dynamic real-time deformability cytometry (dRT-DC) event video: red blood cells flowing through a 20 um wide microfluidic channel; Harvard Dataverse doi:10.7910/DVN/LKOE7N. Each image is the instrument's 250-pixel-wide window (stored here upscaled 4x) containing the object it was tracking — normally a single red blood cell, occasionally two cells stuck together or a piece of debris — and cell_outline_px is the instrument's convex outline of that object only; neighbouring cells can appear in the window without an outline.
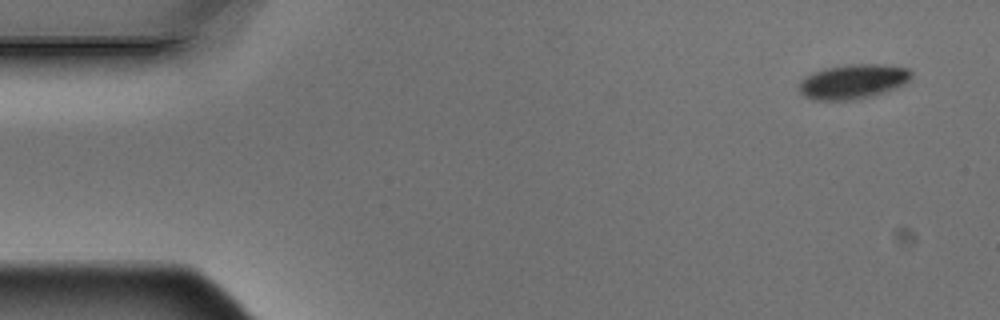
{"species": "Egyptian fruit bat (a non-hibernating species)", "species_latin": "Rousettus aegyptiacus", "temperature_condition": "warm", "stored_images_in_passage": 4, "camera_frame_rate_fps": 3000, "um_per_image_px": 0.085, "animal": {"sex": "male"}, "frame": {"image": 1, "passage_image": 1, "time_ms": 0.0, "image_size_px": [1000, 320], "cell_outline_px": [[912, 76], [908, 84], [872, 96], [852, 100], [812, 100], [804, 96], [800, 92], [800, 80], [804, 76], [812, 72], [824, 68], [848, 64], [880, 64], [908, 68], [912, 72]], "centroid_in_image_um": [72.52, 6.93], "position_along_channel_um": 12.5, "area_um2": 22.95}}